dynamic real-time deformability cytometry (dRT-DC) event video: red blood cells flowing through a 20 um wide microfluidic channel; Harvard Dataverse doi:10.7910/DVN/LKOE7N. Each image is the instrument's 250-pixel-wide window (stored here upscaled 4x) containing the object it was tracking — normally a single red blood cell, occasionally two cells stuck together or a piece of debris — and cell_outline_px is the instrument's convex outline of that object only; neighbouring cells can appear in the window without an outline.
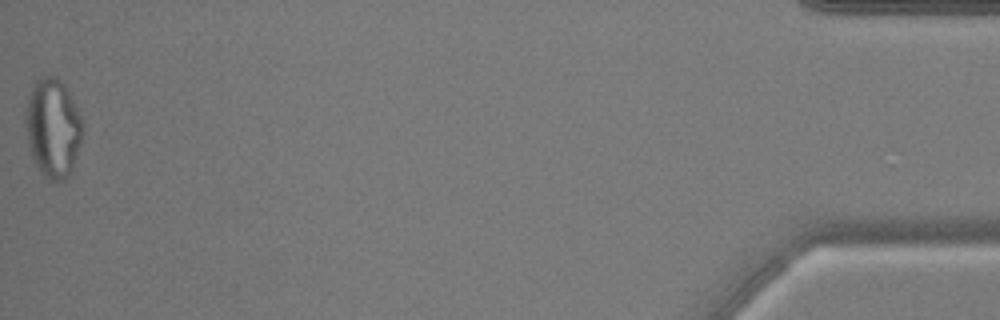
{"species": "common noctule bat (a hibernating species)", "species_latin": "Nyctalus noctula", "temperature_condition": "warm", "stored_images_in_passage": 53, "camera_frame_rate_fps": 3000, "um_per_image_px": 0.085, "animal": {"sex": "male", "body_mass_g": 17.9, "forearm_length_mm": 54.2}, "frame": {"image": 1, "passage_image": 53, "time_ms": 17.333, "image_size_px": [1000, 320], "cell_outline_px": [[84, 128], [72, 168], [68, 176], [64, 180], [52, 180], [44, 176], [40, 172], [32, 160], [28, 144], [24, 124], [28, 92], [32, 84], [40, 76], [52, 76], [60, 80], [64, 84], [84, 120]], "centroid_in_image_um": [4.47, 10.84], "position_along_channel_um": 430.7, "area_um2": 33.23}, "authors_computed_cell_mechanics": {"area_um2": 29.8248, "velocity_mm_per_s": 3.8621, "shape_relaxation_time_tau1_ms": null, "shape_relaxation_time_tau2_ms": 1.5428, "deformation_change_tau1": null, "deformation_change_tau2": 0.1068}}